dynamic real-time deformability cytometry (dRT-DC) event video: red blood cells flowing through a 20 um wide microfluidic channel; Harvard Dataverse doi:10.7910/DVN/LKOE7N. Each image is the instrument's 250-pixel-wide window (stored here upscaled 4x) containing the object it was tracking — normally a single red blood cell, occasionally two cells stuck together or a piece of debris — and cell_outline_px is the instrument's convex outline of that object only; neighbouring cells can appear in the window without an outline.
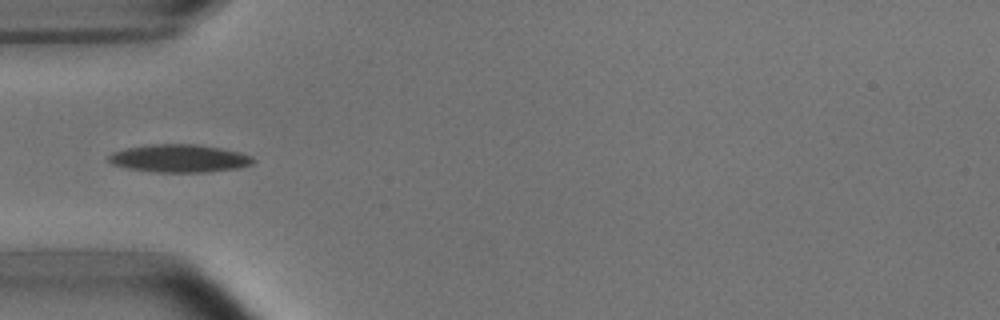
{"species": "common noctule bat (a hibernating species)", "species_latin": "Nyctalus noctula", "temperature_condition": "room temperature", "stored_images_in_passage": 5, "camera_frame_rate_fps": 3000, "um_per_image_px": 0.085, "animal": {"sex": "male", "body_mass_g": 15.6}, "frame": {"image": 1, "passage_image": 5, "time_ms": 4.667, "image_size_px": [1000, 320], "cell_outline_px": [[256, 160], [252, 164], [240, 168], [208, 172], [156, 172], [128, 168], [112, 164], [108, 160], [108, 156], [112, 152], [124, 148], [152, 144], [196, 144], [220, 148], [240, 152], [252, 156]], "centroid_in_image_um": [15.26, 13.46], "position_along_channel_um": 69.7, "area_um2": 23.58}}